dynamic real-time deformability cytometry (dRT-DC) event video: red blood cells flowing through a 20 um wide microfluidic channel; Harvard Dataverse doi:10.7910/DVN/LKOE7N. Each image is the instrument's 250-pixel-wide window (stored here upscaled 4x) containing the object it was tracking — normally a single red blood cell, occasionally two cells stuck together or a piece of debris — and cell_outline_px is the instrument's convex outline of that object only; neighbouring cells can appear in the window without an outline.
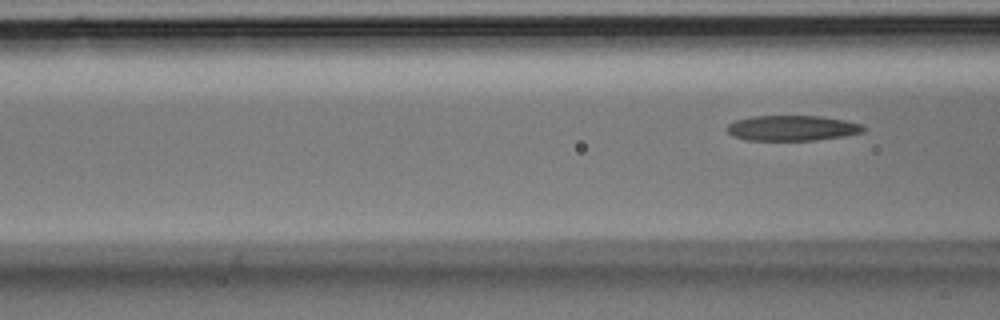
{"species": "Egyptian fruit bat (a non-hibernating species)", "species_latin": "Rousettus aegyptiacus", "temperature_condition": "room temperature", "stored_images_in_passage": 6, "segment_of_instrument_passage": [2, 2], "camera_frame_rate_fps": 3000, "um_per_image_px": 0.085, "animal": {"sex": "male"}, "frame": {"image": 1, "passage_image": 6, "time_ms": 1.667, "image_size_px": [1000, 320], "cell_outline_px": [[868, 128], [864, 132], [844, 136], [816, 140], [744, 140], [732, 136], [724, 128], [728, 124], [736, 120], [752, 116], [820, 116], [844, 120], [860, 124]], "centroid_in_image_um": [67.31, 10.89], "position_along_channel_um": 99.3, "area_um2": 20.29}}